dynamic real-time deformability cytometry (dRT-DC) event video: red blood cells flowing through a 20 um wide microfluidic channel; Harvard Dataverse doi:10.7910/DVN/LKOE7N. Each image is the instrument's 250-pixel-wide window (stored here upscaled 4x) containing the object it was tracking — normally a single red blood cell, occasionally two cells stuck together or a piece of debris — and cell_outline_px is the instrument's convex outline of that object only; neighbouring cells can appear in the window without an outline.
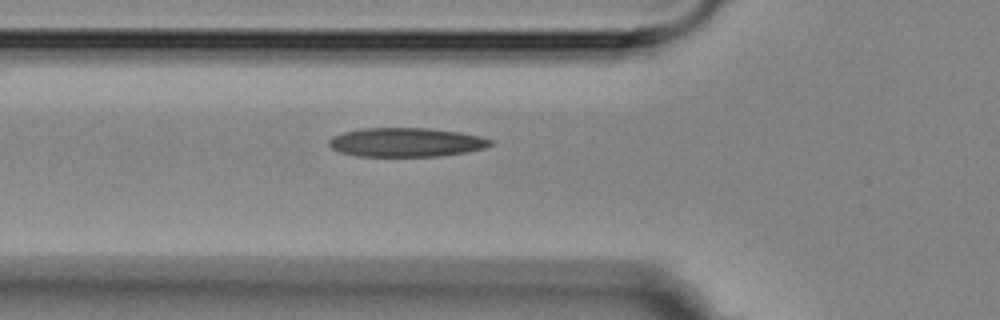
{"species": "Egyptian fruit bat (a non-hibernating species)", "species_latin": "Rousettus aegyptiacus", "temperature_condition": "room temperature", "stored_images_in_passage": 5, "camera_frame_rate_fps": 3000, "um_per_image_px": 0.085, "animal": {"sex": "female"}, "frame": {"image": 1, "passage_image": 5, "time_ms": 5.333, "image_size_px": [1000, 320], "cell_outline_px": [[496, 140], [492, 144], [484, 148], [464, 152], [440, 156], [356, 156], [340, 152], [332, 148], [328, 144], [328, 140], [332, 136], [344, 132], [360, 128], [428, 128], [460, 132], [480, 136]], "centroid_in_image_um": [34.52, 12.09], "position_along_channel_um": 91.3, "area_um2": 27.4}}